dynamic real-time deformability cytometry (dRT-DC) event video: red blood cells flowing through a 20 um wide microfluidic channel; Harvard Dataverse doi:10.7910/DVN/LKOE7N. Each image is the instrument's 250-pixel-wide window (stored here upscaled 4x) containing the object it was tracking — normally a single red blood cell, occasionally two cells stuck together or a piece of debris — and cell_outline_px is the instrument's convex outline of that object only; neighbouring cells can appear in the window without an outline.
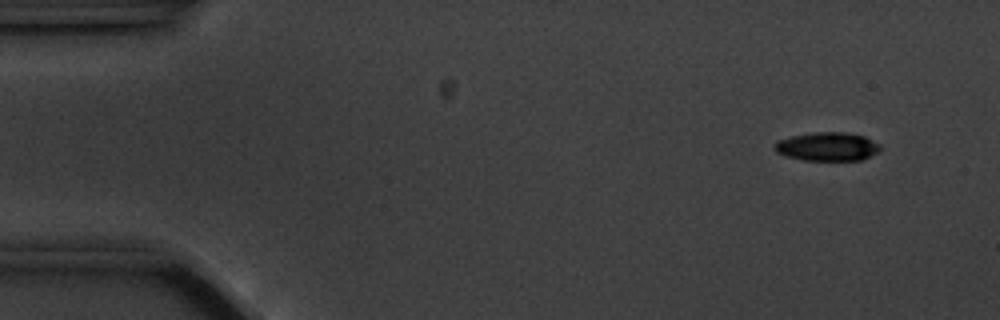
{"species": "common noctule bat (a hibernating species)", "species_latin": "Nyctalus noctula", "temperature_condition": "cold", "stored_images_in_passage": 56, "camera_frame_rate_fps": 3000, "um_per_image_px": 0.085, "animal": {"sex": "male", "body_mass_g": 20.1, "forearm_length_mm": 53.5}, "frame": {"image": 1, "passage_image": 4, "time_ms": 1.0, "image_size_px": [1000, 320], "cell_outline_px": [[880, 148], [876, 152], [860, 160], [804, 160], [784, 156], [776, 152], [772, 148], [772, 144], [776, 140], [792, 136], [816, 132], [848, 132], [864, 136], [880, 144]], "centroid_in_image_um": [70.25, 12.45], "position_along_channel_um": 14.8, "area_um2": 17.69}}
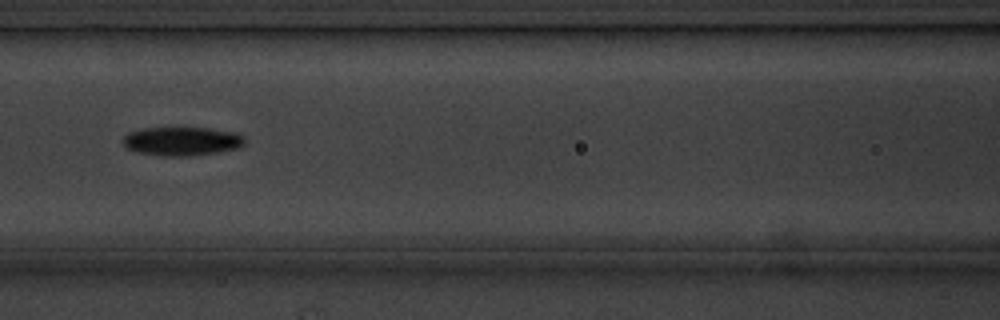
{"frame": {"image": 2, "passage_image": 24, "time_ms": 7.667, "image_size_px": [1000, 320], "cell_outline_px": [[244, 144], [236, 148], [216, 152], [188, 156], [164, 156], [140, 152], [128, 148], [124, 144], [124, 136], [128, 132], [140, 128], [180, 124], [240, 132], [244, 136]], "centroid_in_image_um": [15.47, 11.92], "position_along_channel_um": 151.1, "area_um2": 21.33}}
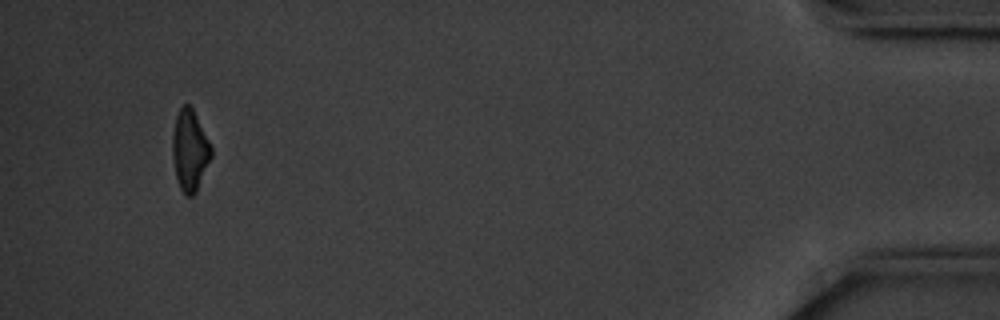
{"frame": {"image": 3, "passage_image": 53, "time_ms": 17.333, "image_size_px": [1000, 320], "cell_outline_px": [[212, 156], [196, 192], [192, 196], [188, 196], [180, 188], [176, 176], [172, 156], [172, 132], [176, 116], [180, 108], [184, 104], [188, 104], [192, 108], [212, 148]], "centroid_in_image_um": [16.12, 12.78], "position_along_channel_um": 419.1, "area_um2": 18.09}, "authors_computed_cell_mechanics": {"area_um2": 18.9584, "velocity_mm_per_s": 3.5439, "shape_relaxation_time_tau1_ms": 2.3146, "shape_relaxation_time_tau2_ms": null, "deformation_change_tau1": 0.1303, "deformation_change_tau2": null}}